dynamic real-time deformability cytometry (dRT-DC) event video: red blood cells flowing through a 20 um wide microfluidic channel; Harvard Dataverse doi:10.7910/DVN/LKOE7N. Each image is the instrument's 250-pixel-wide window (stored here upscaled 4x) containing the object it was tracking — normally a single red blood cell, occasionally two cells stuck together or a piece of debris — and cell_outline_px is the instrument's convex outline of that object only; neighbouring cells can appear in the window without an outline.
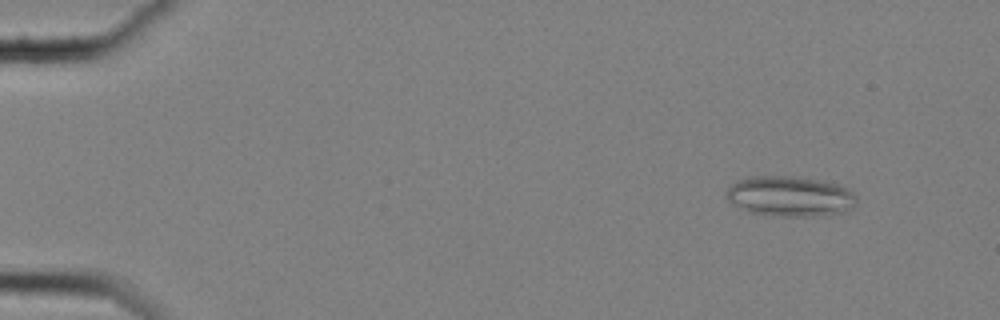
{"species": "common noctule bat (a hibernating species)", "species_latin": "Nyctalus noctula", "temperature_condition": "cold", "stored_images_in_passage": 53, "camera_frame_rate_fps": 3000, "um_per_image_px": 0.085, "animal": {"sex": "female", "body_mass_g": 25.1}, "frame": {"image": 1, "passage_image": 1, "time_ms": 0.0, "image_size_px": [1000, 320], "cell_outline_px": [[856, 204], [844, 212], [816, 216], [772, 216], [748, 212], [736, 208], [724, 196], [724, 192], [736, 180], [748, 176], [796, 176], [824, 180], [848, 188], [856, 196]], "centroid_in_image_um": [67.09, 16.68], "position_along_channel_um": 17.9, "area_um2": 31.21}}
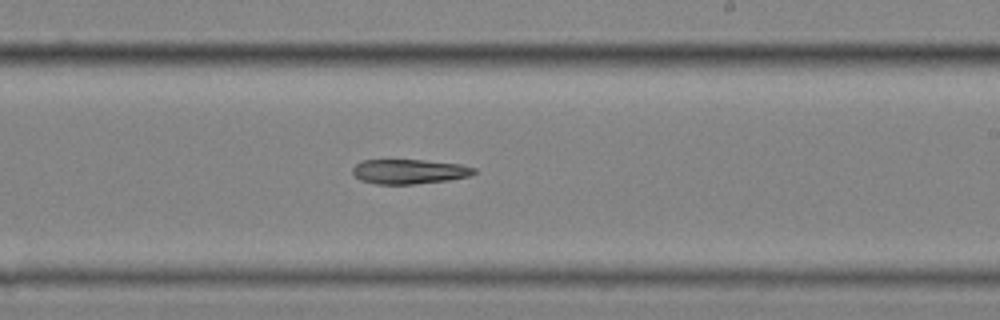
{"frame": {"image": 2, "passage_image": 31, "time_ms": 10.0, "image_size_px": [1000, 320], "cell_outline_px": [[476, 172], [468, 176], [448, 180], [416, 184], [376, 184], [360, 180], [352, 172], [352, 168], [356, 164], [364, 160], [424, 160], [460, 164], [476, 168]], "centroid_in_image_um": [34.78, 14.58], "position_along_channel_um": 254.2, "area_um2": 17.4}}
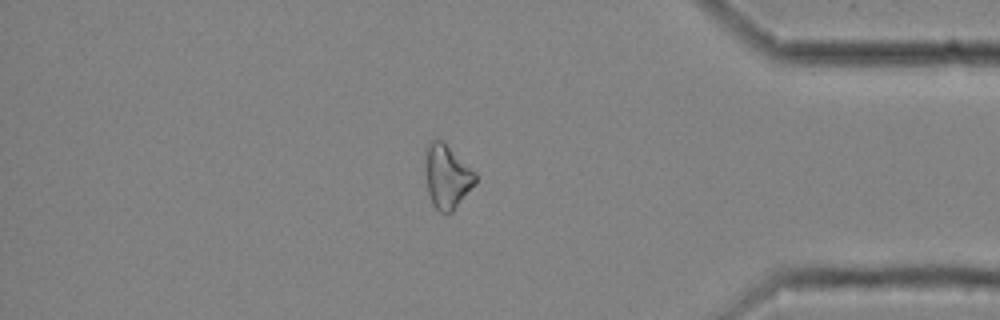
{"frame": {"image": 3, "passage_image": 45, "time_ms": 14.667, "image_size_px": [1000, 320], "cell_outline_px": [[476, 184], [452, 212], [440, 212], [432, 204], [428, 192], [428, 144], [432, 140], [440, 140], [476, 172]], "centroid_in_image_um": [38.06, 15.07], "position_along_channel_um": 397.1, "area_um2": 17.69}}